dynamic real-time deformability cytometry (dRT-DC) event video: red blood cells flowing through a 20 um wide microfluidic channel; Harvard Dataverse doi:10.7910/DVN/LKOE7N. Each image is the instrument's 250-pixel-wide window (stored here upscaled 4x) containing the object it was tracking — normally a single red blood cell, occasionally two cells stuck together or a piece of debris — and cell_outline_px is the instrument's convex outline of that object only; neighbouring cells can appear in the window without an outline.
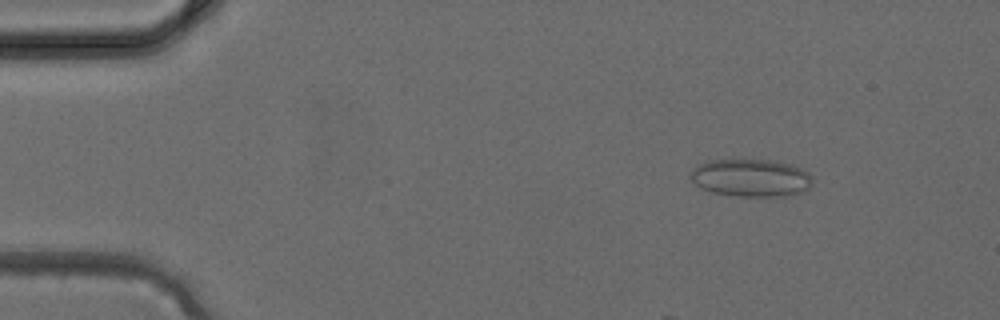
{"species": "common noctule bat (a hibernating species)", "species_latin": "Nyctalus noctula", "temperature_condition": "cold", "stored_images_in_passage": 27, "camera_frame_rate_fps": 3000, "um_per_image_px": 0.085, "animal": {"sex": "female", "body_mass_g": 24.6, "forearm_length_mm": 56.2}, "frame": {"image": 1, "passage_image": 5, "time_ms": 1.333, "image_size_px": [1000, 320], "cell_outline_px": [[812, 184], [804, 192], [784, 196], [736, 196], [712, 192], [700, 188], [688, 176], [692, 168], [708, 160], [772, 160], [788, 164], [800, 168], [808, 172], [812, 176]], "centroid_in_image_um": [63.82, 15.12], "position_along_channel_um": 21.2, "area_um2": 26.88}}
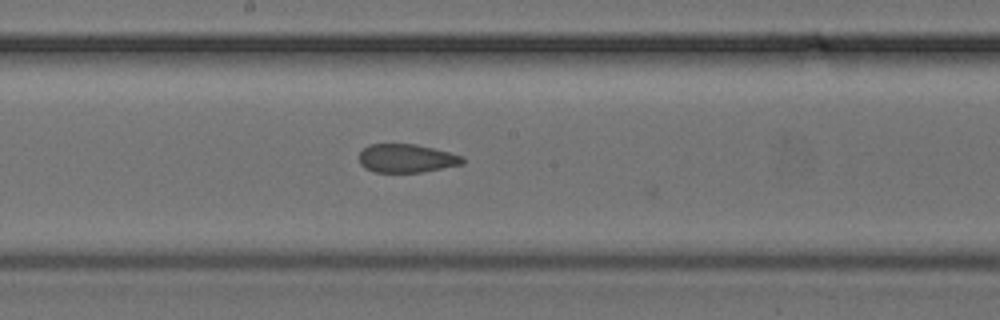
{"frame": {"image": 2, "passage_image": 20, "time_ms": 6.333, "image_size_px": [1000, 320], "cell_outline_px": [[464, 164], [420, 172], [376, 172], [364, 168], [360, 164], [360, 152], [368, 144], [416, 144], [464, 156]], "centroid_in_image_um": [34.55, 13.45], "position_along_channel_um": 213.7, "area_um2": 17.11}}
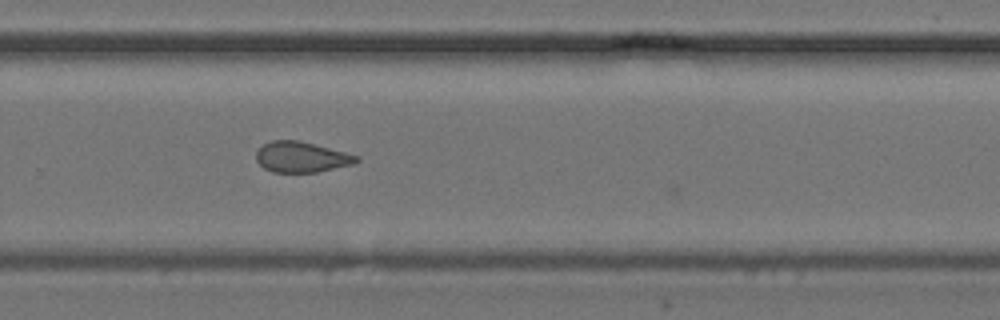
{"frame": {"image": 3, "passage_image": 25, "time_ms": 8.0, "image_size_px": [1000, 320], "cell_outline_px": [[360, 160], [352, 164], [316, 172], [272, 172], [264, 168], [256, 160], [256, 152], [264, 144], [272, 140], [296, 140], [360, 156]], "centroid_in_image_um": [25.6, 13.35], "position_along_channel_um": 304.2, "area_um2": 17.57}}